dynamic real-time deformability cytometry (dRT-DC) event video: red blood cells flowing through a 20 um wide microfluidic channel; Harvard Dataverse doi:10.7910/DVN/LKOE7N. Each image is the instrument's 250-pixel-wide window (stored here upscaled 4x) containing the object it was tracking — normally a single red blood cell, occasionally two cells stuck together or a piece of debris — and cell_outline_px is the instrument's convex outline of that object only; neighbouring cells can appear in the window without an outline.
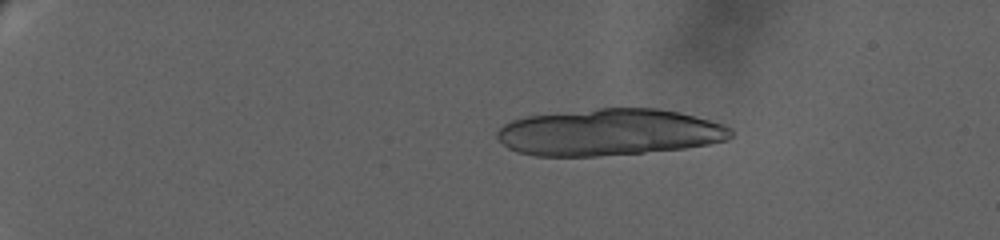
{"species": "human", "species_latin": "Homo sapiens", "temperature_condition": "warm", "stored_images_in_passage": 29, "camera_frame_rate_fps": 3000, "um_per_image_px": 0.085, "donor": {"sex": "female"}, "frame": {"image": 1, "passage_image": 5, "time_ms": 2.333, "image_size_px": [1000, 240], "cell_outline_px": [[732, 136], [728, 140], [708, 144], [684, 148], [644, 152], [596, 156], [536, 156], [520, 152], [508, 148], [496, 136], [496, 132], [504, 124], [512, 120], [524, 116], [596, 108], [656, 108], [680, 112], [696, 116], [724, 124], [732, 128]], "centroid_in_image_um": [51.8, 11.23], "position_along_channel_um": 33.2, "area_um2": 63.75}}
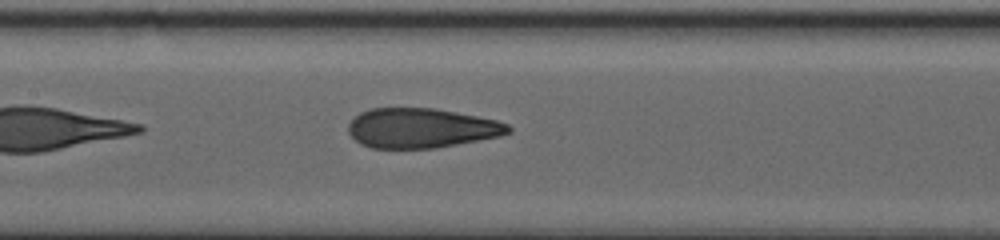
{"frame": {"image": 2, "passage_image": 22, "time_ms": 11.0, "image_size_px": [1000, 240], "cell_outline_px": [[512, 132], [500, 136], [436, 148], [372, 148], [360, 144], [348, 132], [348, 124], [360, 112], [372, 108], [436, 108], [496, 120], [508, 124], [512, 128]], "centroid_in_image_um": [35.81, 10.89], "position_along_channel_um": 171.6, "area_um2": 36.99}}
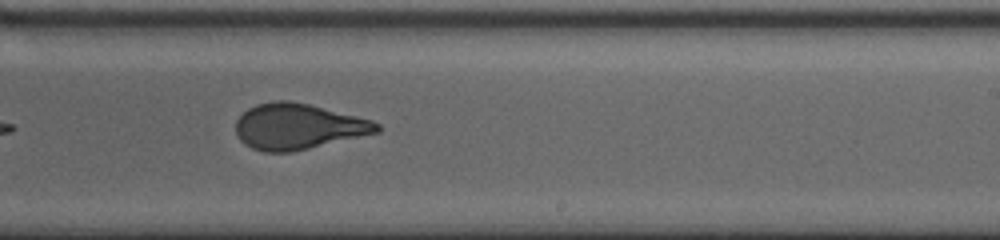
{"frame": {"image": 3, "passage_image": 27, "time_ms": 14.0, "image_size_px": [1000, 240], "cell_outline_px": [[380, 132], [292, 152], [264, 152], [252, 148], [244, 144], [236, 136], [236, 120], [248, 108], [256, 104], [272, 100], [288, 100], [308, 104], [372, 120], [380, 124]], "centroid_in_image_um": [25.31, 10.75], "position_along_channel_um": 263.7, "area_um2": 37.63}}